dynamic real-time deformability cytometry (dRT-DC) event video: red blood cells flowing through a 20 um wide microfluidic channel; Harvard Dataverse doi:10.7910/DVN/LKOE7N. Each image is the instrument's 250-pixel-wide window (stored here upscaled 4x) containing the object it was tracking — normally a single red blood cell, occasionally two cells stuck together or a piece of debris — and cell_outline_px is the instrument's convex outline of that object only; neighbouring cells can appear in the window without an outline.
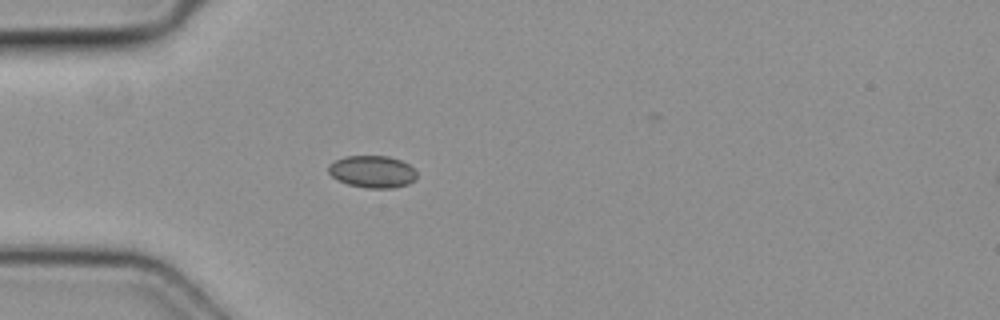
{"species": "common noctule bat (a hibernating species)", "species_latin": "Nyctalus noctula", "temperature_condition": "cold", "stored_images_in_passage": 5, "camera_frame_rate_fps": 3000, "um_per_image_px": 0.085, "animal": {"sex": "female", "body_mass_g": 19.3, "forearm_length_mm": 54.1}, "frame": {"image": 1, "passage_image": 4, "time_ms": 1.0, "image_size_px": [1000, 320], "cell_outline_px": [[416, 176], [408, 184], [392, 188], [368, 188], [348, 184], [336, 180], [328, 172], [328, 164], [344, 156], [388, 156], [400, 160], [408, 164], [416, 172]], "centroid_in_image_um": [31.61, 14.59], "position_along_channel_um": 53.4, "area_um2": 16.47}}